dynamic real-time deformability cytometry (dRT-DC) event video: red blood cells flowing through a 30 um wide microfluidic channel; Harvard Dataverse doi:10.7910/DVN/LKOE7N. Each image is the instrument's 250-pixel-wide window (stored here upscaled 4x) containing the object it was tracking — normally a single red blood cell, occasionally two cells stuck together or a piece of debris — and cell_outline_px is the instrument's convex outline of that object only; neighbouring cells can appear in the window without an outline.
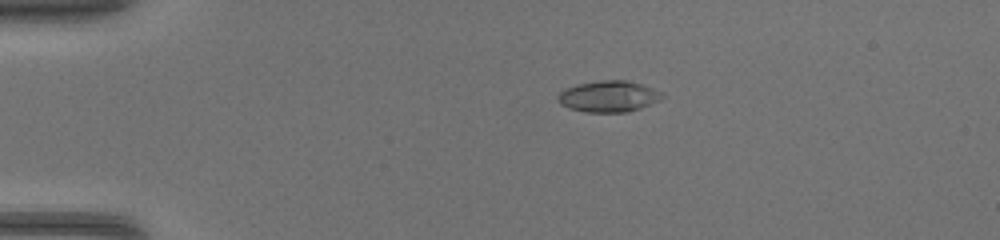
{"species": "common noctule bat (a hibernating species)", "species_latin": "Nyctalus noctula", "temperature_condition": "warm", "stored_images_in_passage": 37, "camera_frame_rate_fps": 3000, "um_per_image_px": 0.085, "animal": {"sex": "female", "body_mass_g": 17.0, "forearm_length_mm": 48.0}, "frame": {"image": 1, "passage_image": 1, "time_ms": 0.0, "image_size_px": [1000, 240], "cell_outline_px": [[664, 96], [660, 100], [640, 108], [628, 112], [584, 112], [568, 108], [560, 104], [556, 100], [556, 96], [564, 88], [580, 84], [600, 80], [624, 80], [640, 84], [652, 88], [660, 92]], "centroid_in_image_um": [51.68, 8.2], "position_along_channel_um": 33.3, "area_um2": 18.96}}
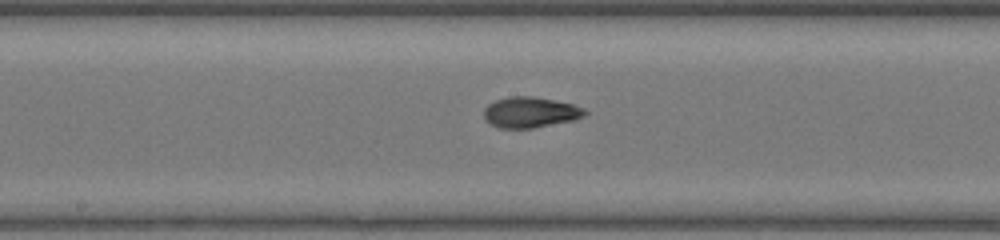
{"frame": {"image": 2, "passage_image": 16, "time_ms": 5.0, "image_size_px": [1000, 240], "cell_outline_px": [[588, 112], [584, 116], [572, 120], [532, 128], [500, 128], [488, 124], [484, 120], [484, 108], [488, 104], [496, 100], [508, 96], [532, 96], [572, 104], [584, 108]], "centroid_in_image_um": [45.02, 9.55], "position_along_channel_um": 203.2, "area_um2": 18.03}}
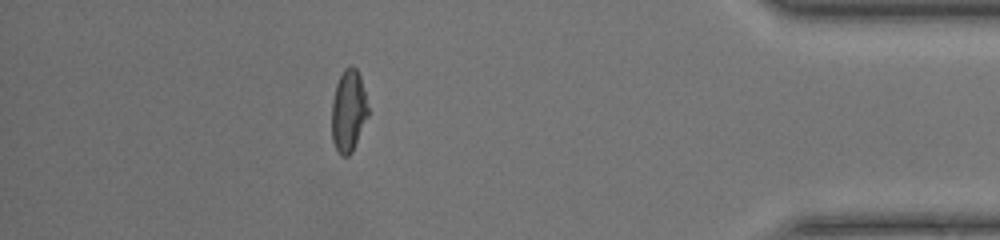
{"frame": {"image": 3, "passage_image": 32, "time_ms": 10.333, "image_size_px": [1000, 240], "cell_outline_px": [[368, 116], [352, 152], [348, 156], [340, 156], [332, 140], [332, 100], [336, 84], [344, 68], [352, 64], [356, 68], [360, 76], [368, 108]], "centroid_in_image_um": [29.61, 9.42], "position_along_channel_um": 405.6, "area_um2": 17.34}}